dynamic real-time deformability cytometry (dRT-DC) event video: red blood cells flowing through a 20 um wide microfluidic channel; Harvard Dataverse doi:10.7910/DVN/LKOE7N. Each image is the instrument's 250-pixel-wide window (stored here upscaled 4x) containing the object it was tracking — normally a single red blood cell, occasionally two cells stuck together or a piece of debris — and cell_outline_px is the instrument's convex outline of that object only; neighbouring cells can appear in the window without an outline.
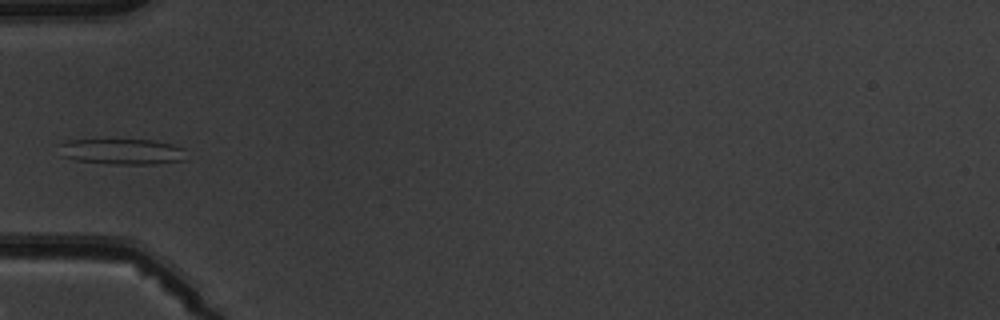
{"species": "common noctule bat (a hibernating species)", "species_latin": "Nyctalus noctula", "temperature_condition": "warm", "stored_images_in_passage": 5, "camera_frame_rate_fps": 3000, "um_per_image_px": 0.085, "animal": {"sex": "male", "body_mass_g": 19.5, "forearm_length_mm": 54.6}, "frame": {"image": 1, "passage_image": 5, "time_ms": 5.667, "image_size_px": [1000, 320], "cell_outline_px": [[188, 160], [152, 164], [108, 164], [76, 160], [60, 156], [56, 144], [68, 140], [152, 140], [172, 144], [184, 148]], "centroid_in_image_um": [10.35, 12.89], "position_along_channel_um": 74.7, "area_um2": 19.42}}